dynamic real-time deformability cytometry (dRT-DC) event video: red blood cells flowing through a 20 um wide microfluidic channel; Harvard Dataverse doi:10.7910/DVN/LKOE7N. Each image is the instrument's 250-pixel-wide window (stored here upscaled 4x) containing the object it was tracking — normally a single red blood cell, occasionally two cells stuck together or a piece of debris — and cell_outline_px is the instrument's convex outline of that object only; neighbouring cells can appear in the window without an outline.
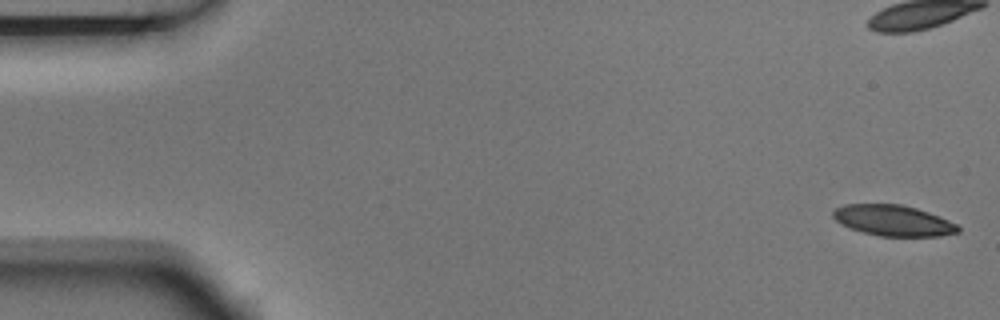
{"species": "Egyptian fruit bat (a non-hibernating species)", "species_latin": "Rousettus aegyptiacus", "temperature_condition": "room temperature", "stored_images_in_passage": 15, "camera_frame_rate_fps": 3000, "um_per_image_px": 0.085, "animal": {"sex": "male"}, "frame": {"image": 1, "passage_image": 1, "time_ms": 0.0, "image_size_px": [1000, 320], "cell_outline_px": [[960, 232], [940, 236], [880, 236], [864, 232], [852, 228], [836, 220], [832, 216], [832, 212], [836, 208], [844, 204], [900, 204], [916, 208], [928, 212], [948, 220], [956, 224], [960, 228]], "centroid_in_image_um": [75.94, 18.74], "position_along_channel_um": 9.1, "area_um2": 22.2}}
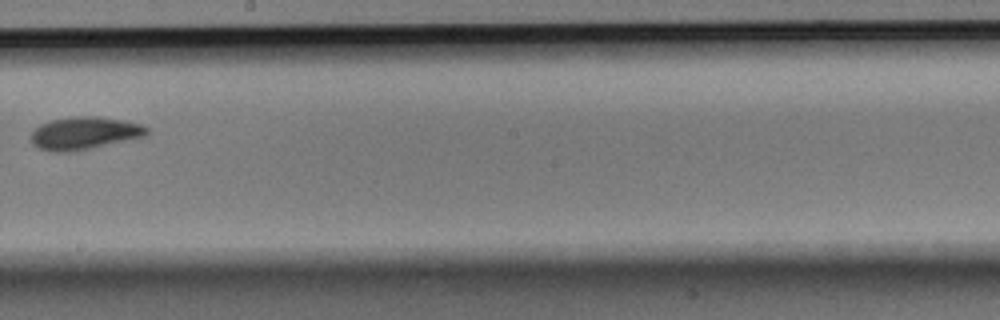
{"frame": {"image": 2, "passage_image": 9, "time_ms": 2.667, "image_size_px": [1000, 320], "cell_outline_px": [[148, 132], [144, 136], [88, 148], [64, 152], [56, 152], [40, 148], [32, 144], [32, 132], [40, 124], [52, 120], [80, 116], [96, 116], [124, 120], [140, 124], [148, 128]], "centroid_in_image_um": [7.16, 11.3], "position_along_channel_um": 241.0, "area_um2": 21.39}}
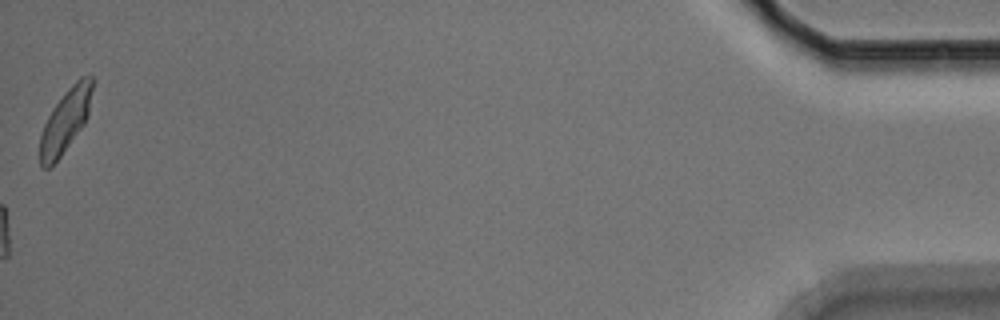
{"frame": {"image": 3, "passage_image": 15, "time_ms": 4.667, "image_size_px": [1000, 320], "cell_outline_px": [[92, 88], [88, 116], [84, 124], [60, 156], [48, 168], [44, 168], [40, 164], [40, 136], [44, 124], [52, 108], [64, 92], [80, 76], [92, 76]], "centroid_in_image_um": [5.55, 10.23], "position_along_channel_um": 429.6, "area_um2": 18.96}}